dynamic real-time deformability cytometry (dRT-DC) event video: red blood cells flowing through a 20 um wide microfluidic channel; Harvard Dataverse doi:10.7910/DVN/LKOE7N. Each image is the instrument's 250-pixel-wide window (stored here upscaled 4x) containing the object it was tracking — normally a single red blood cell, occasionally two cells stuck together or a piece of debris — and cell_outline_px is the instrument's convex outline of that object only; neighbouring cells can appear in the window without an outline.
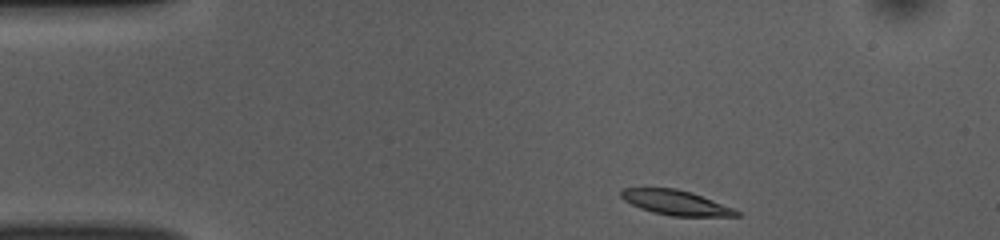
{"species": "common noctule bat (a hibernating species)", "species_latin": "Nyctalus noctula", "temperature_condition": "room temperature", "stored_images_in_passage": 44, "camera_frame_rate_fps": 3000, "um_per_image_px": 0.085, "animal": {"sex": "female", "body_mass_g": 10.0, "forearm_length_mm": 53.1}, "frame": {"image": 1, "passage_image": 1, "time_ms": 0.0, "image_size_px": [1000, 240], "cell_outline_px": [[740, 216], [672, 216], [652, 212], [640, 208], [624, 200], [620, 196], [620, 192], [624, 188], [676, 188], [692, 192], [732, 208], [740, 212]], "centroid_in_image_um": [57.42, 17.22], "position_along_channel_um": 27.6, "area_um2": 16.53}}
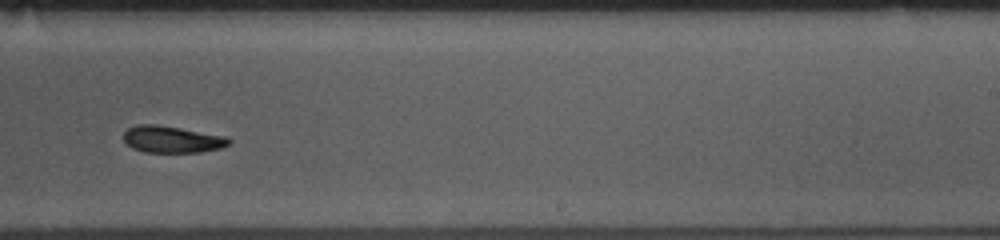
{"frame": {"image": 2, "passage_image": 25, "time_ms": 8.0, "image_size_px": [1000, 240], "cell_outline_px": [[232, 140], [228, 144], [220, 148], [200, 152], [144, 152], [132, 148], [124, 140], [124, 132], [128, 128], [136, 124], [156, 124], [228, 136]], "centroid_in_image_um": [14.62, 11.84], "position_along_channel_um": 274.4, "area_um2": 16.47}}
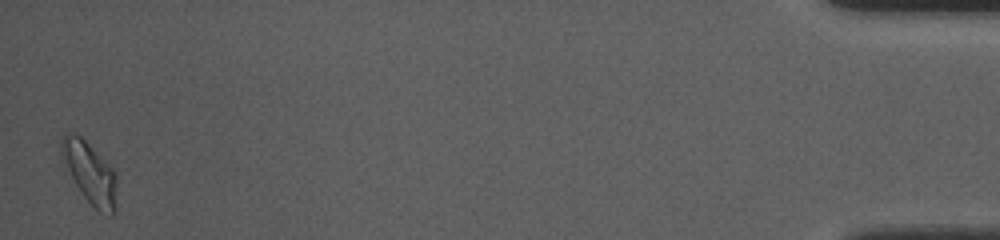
{"frame": {"image": 3, "passage_image": 44, "time_ms": 14.333, "image_size_px": [1000, 240], "cell_outline_px": [[116, 208], [112, 216], [100, 212], [84, 196], [60, 164], [60, 140], [64, 132], [72, 132], [80, 136], [116, 172]], "centroid_in_image_um": [7.57, 14.66], "position_along_channel_um": 427.6, "area_um2": 20.11}, "authors_computed_cell_mechanics": {"area_um2": 17.34, "velocity_mm_per_s": 3.8256, "shape_relaxation_time_tau1_ms": 2.3249, "shape_relaxation_time_tau2_ms": 6.8955, "deformation_change_tau1": 0.1423, "deformation_change_tau2": 0.1732}}